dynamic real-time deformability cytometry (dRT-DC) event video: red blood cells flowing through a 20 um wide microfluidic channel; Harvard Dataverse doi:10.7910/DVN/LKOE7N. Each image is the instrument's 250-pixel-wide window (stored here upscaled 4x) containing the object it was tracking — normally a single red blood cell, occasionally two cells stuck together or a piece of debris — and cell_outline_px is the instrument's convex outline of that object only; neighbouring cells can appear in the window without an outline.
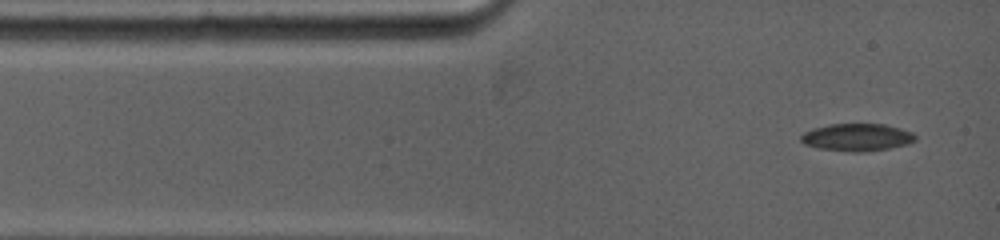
{"species": "common noctule bat (a hibernating species)", "species_latin": "Nyctalus noctula", "temperature_condition": "warm", "stored_images_in_passage": 14, "camera_frame_rate_fps": 5000, "um_per_image_px": 0.085, "animal": {"sex": "female", "body_mass_g": 19.0, "forearm_length_mm": 53.3}, "frame": {"image": 1, "passage_image": 1, "time_ms": 0.0, "image_size_px": [1000, 240], "cell_outline_px": [[916, 140], [908, 144], [888, 148], [860, 152], [852, 152], [820, 148], [804, 144], [800, 140], [800, 136], [804, 132], [812, 128], [828, 124], [884, 124], [900, 128], [912, 132], [916, 136]], "centroid_in_image_um": [72.83, 11.66], "position_along_channel_um": 12.2, "area_um2": 18.26}}
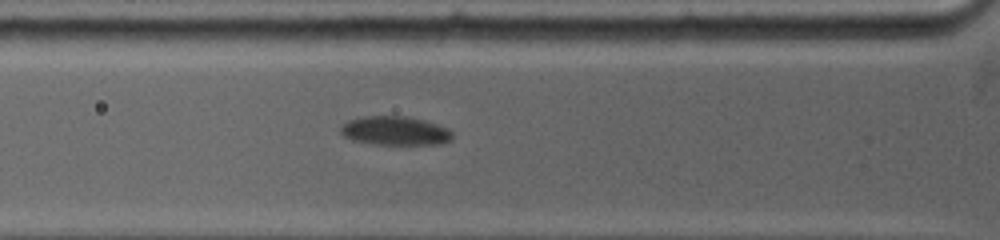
{"frame": {"image": 2, "passage_image": 8, "time_ms": 3.2, "image_size_px": [1000, 240], "cell_outline_px": [[452, 140], [440, 144], [376, 144], [352, 140], [344, 136], [340, 132], [340, 128], [348, 120], [364, 116], [408, 116], [424, 120], [448, 128], [452, 132]], "centroid_in_image_um": [33.59, 11.11], "position_along_channel_um": 92.2, "area_um2": 18.79}}
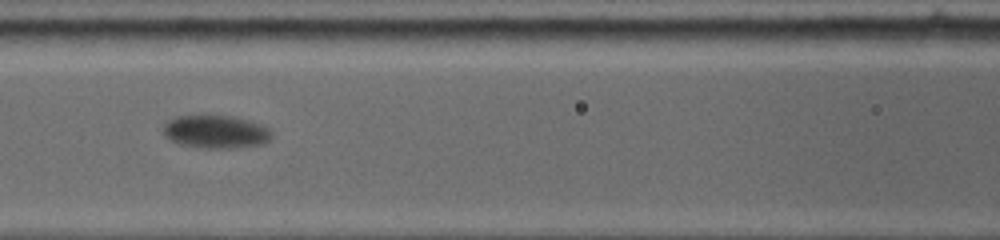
{"frame": {"image": 3, "passage_image": 12, "time_ms": 4.8, "image_size_px": [1000, 240], "cell_outline_px": [[272, 136], [264, 144], [232, 148], [196, 148], [180, 144], [168, 140], [164, 136], [164, 124], [168, 120], [176, 116], [232, 116], [248, 120], [260, 124], [268, 128], [272, 132]], "centroid_in_image_um": [18.32, 11.21], "position_along_channel_um": 148.3, "area_um2": 20.98}}